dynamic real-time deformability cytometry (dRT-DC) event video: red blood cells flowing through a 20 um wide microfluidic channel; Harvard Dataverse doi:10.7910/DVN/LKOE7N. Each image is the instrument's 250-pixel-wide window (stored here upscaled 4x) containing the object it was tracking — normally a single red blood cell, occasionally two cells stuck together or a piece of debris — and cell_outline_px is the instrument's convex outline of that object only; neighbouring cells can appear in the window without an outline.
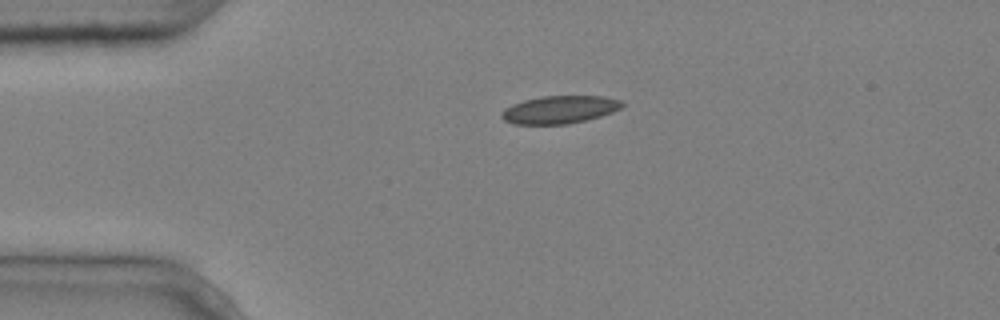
{"species": "common noctule bat (a hibernating species)", "species_latin": "Nyctalus noctula", "temperature_condition": "cold", "stored_images_in_passage": 2, "camera_frame_rate_fps": 3000, "um_per_image_px": 0.085, "animal": {"sex": "male", "body_mass_g": 20.4}, "frame": {"image": 1, "passage_image": 1, "time_ms": 0.0, "image_size_px": [1000, 320], "cell_outline_px": [[624, 104], [620, 108], [612, 112], [600, 116], [568, 124], [512, 124], [504, 120], [500, 116], [500, 112], [504, 108], [512, 104], [524, 100], [540, 96], [604, 96], [620, 100]], "centroid_in_image_um": [47.52, 9.31], "position_along_channel_um": 37.5, "area_um2": 19.54}}